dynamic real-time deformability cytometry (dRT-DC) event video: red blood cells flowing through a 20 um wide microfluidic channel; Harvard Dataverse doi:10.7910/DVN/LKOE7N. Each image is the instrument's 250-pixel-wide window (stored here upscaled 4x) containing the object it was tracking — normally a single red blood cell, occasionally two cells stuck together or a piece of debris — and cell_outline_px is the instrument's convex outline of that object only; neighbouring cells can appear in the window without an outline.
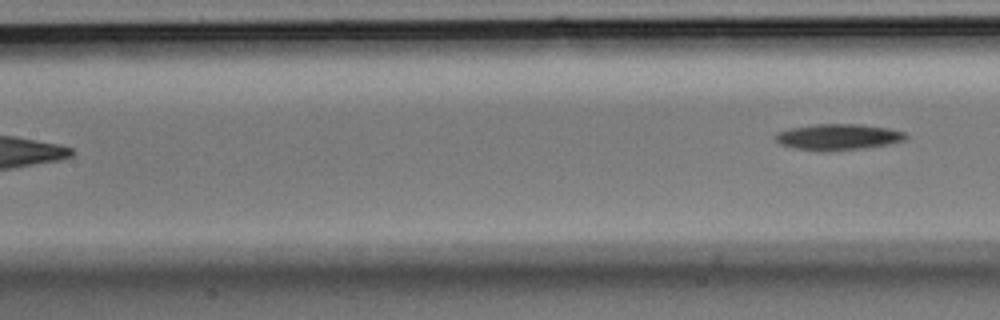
{"species": "Egyptian fruit bat (a non-hibernating species)", "species_latin": "Rousettus aegyptiacus", "temperature_condition": "room temperature", "stored_images_in_passage": 7, "segment_of_instrument_passage": [2, 2], "camera_frame_rate_fps": 3000, "um_per_image_px": 0.085, "animal": {"sex": "male"}, "frame": {"image": 1, "passage_image": 7, "time_ms": 2.0, "image_size_px": [1000, 320], "cell_outline_px": [[908, 136], [904, 140], [888, 144], [864, 148], [828, 152], [820, 152], [796, 148], [780, 144], [772, 136], [776, 132], [792, 128], [816, 124], [856, 124], [888, 128], [904, 132]], "centroid_in_image_um": [71.2, 11.65], "position_along_channel_um": 136.2, "area_um2": 19.88}}